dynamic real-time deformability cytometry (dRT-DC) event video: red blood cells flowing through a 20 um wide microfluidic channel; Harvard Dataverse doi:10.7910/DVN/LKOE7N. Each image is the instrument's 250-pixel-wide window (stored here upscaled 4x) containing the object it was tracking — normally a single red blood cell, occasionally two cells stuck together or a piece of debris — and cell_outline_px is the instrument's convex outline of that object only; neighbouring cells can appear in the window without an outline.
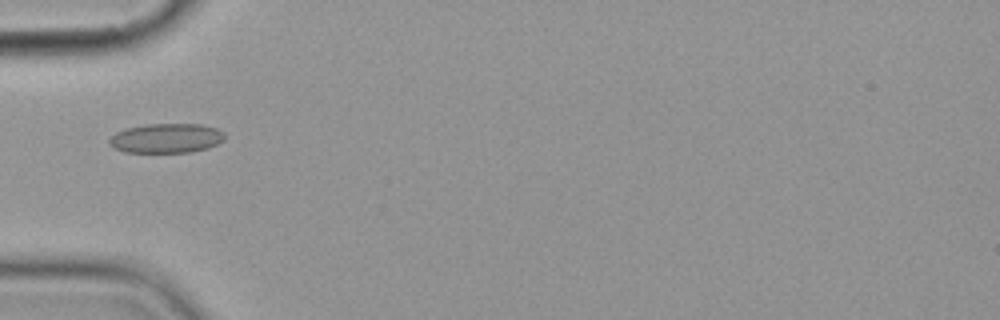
{"species": "common noctule bat (a hibernating species)", "species_latin": "Nyctalus noctula", "temperature_condition": "cold", "stored_images_in_passage": 5, "camera_frame_rate_fps": 3000, "um_per_image_px": 0.085, "animal": {"sex": "female", "body_mass_g": 19.9}, "frame": {"image": 1, "passage_image": 1, "time_ms": 0.0, "image_size_px": [1000, 320], "cell_outline_px": [[224, 140], [208, 148], [188, 152], [124, 152], [112, 148], [108, 144], [108, 140], [116, 132], [124, 128], [144, 124], [200, 124], [216, 128], [224, 132]], "centroid_in_image_um": [14.09, 11.74], "position_along_channel_um": 70.9, "area_um2": 20.0}}
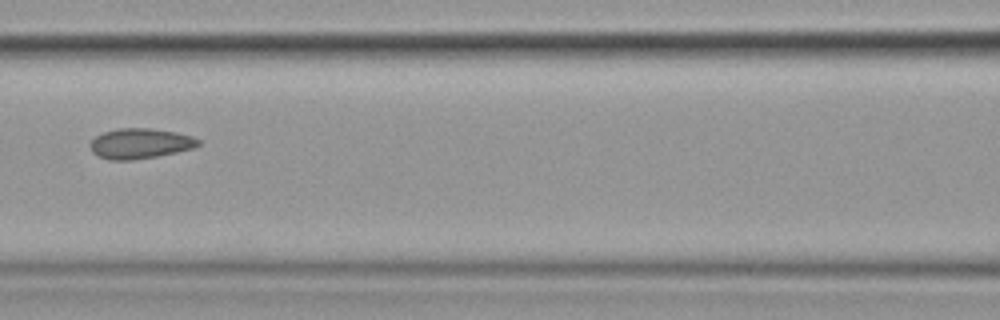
{"frame": {"image": 2, "passage_image": 3, "time_ms": 2.333, "image_size_px": [1000, 320], "cell_outline_px": [[200, 144], [192, 148], [176, 152], [156, 156], [132, 160], [108, 160], [96, 156], [92, 152], [88, 144], [96, 136], [104, 132], [120, 128], [152, 128], [176, 132], [192, 136], [200, 140]], "centroid_in_image_um": [11.87, 12.2], "position_along_channel_um": 154.7, "area_um2": 19.13}}
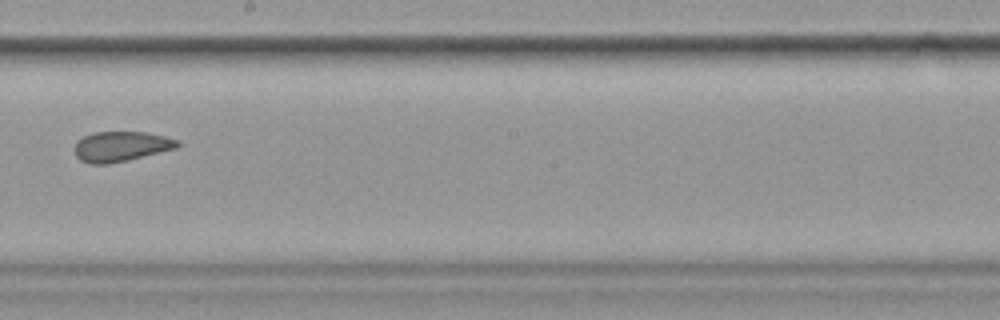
{"frame": {"image": 3, "passage_image": 5, "time_ms": 4.667, "image_size_px": [1000, 320], "cell_outline_px": [[180, 144], [176, 148], [128, 160], [108, 164], [88, 164], [80, 160], [76, 156], [72, 148], [76, 140], [92, 132], [144, 132], [164, 136], [180, 140]], "centroid_in_image_um": [10.23, 12.45], "position_along_channel_um": 238.0, "area_um2": 18.26}}